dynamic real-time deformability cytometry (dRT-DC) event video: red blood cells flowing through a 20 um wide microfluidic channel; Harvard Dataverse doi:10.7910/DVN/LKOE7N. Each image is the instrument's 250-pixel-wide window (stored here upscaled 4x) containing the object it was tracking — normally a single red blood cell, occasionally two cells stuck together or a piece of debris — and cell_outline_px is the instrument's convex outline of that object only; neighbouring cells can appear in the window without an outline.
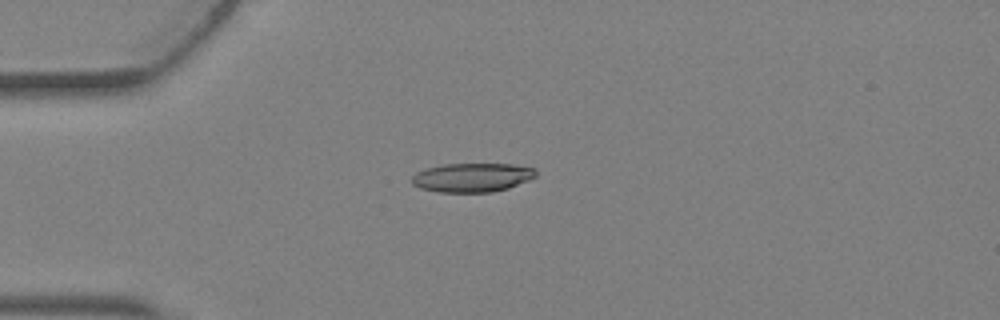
{"species": "Egyptian fruit bat (a non-hibernating species)", "species_latin": "Rousettus aegyptiacus", "temperature_condition": "warm", "stored_images_in_passage": 3, "camera_frame_rate_fps": 3000, "um_per_image_px": 0.085, "animal": {"sex": "female"}, "frame": {"image": 1, "passage_image": 3, "time_ms": 0.667, "image_size_px": [1000, 320], "cell_outline_px": [[536, 176], [528, 180], [508, 188], [492, 192], [440, 192], [420, 188], [412, 184], [412, 176], [416, 172], [428, 168], [444, 164], [512, 164], [536, 168]], "centroid_in_image_um": [40.14, 15.08], "position_along_channel_um": 44.9, "area_um2": 20.87}}